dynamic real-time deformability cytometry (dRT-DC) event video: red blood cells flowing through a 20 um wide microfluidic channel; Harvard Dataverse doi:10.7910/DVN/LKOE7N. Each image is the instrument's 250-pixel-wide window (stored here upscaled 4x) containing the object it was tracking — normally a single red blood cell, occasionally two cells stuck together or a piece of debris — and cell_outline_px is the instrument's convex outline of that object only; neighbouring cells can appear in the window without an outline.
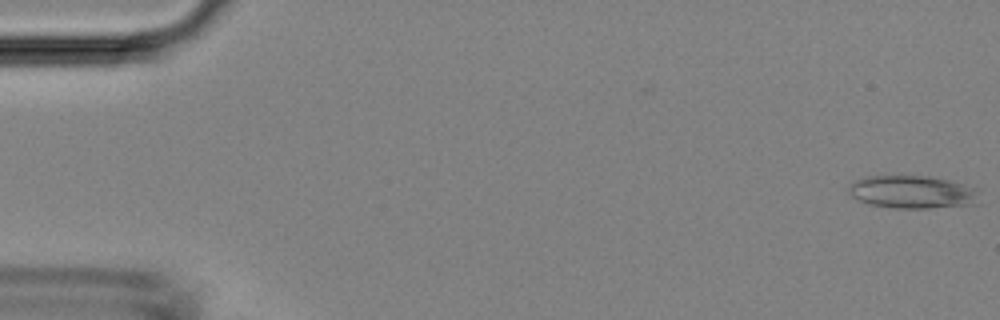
{"species": "Egyptian fruit bat (a non-hibernating species)", "species_latin": "Rousettus aegyptiacus", "temperature_condition": "room temperature", "stored_images_in_passage": 48, "camera_frame_rate_fps": 3000, "um_per_image_px": 0.085, "animal": {"sex": "female"}, "frame": {"image": 1, "passage_image": 1, "time_ms": 0.0, "image_size_px": [1000, 320], "cell_outline_px": [[980, 204], [928, 208], [892, 208], [868, 204], [852, 196], [848, 192], [848, 188], [856, 180], [868, 176], [932, 176], [948, 180], [972, 188]], "centroid_in_image_um": [77.51, 16.33], "position_along_channel_um": 7.5, "area_um2": 24.68}}
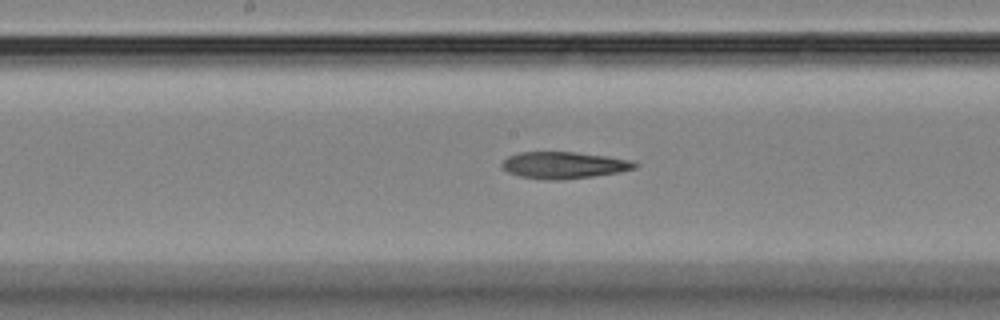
{"frame": {"image": 2, "passage_image": 25, "time_ms": 8.0, "image_size_px": [1000, 320], "cell_outline_px": [[640, 164], [636, 168], [620, 172], [564, 180], [544, 180], [520, 176], [508, 172], [500, 164], [508, 156], [520, 152], [576, 152], [608, 156], [636, 160]], "centroid_in_image_um": [48.0, 14.03], "position_along_channel_um": 200.2, "area_um2": 20.98}}
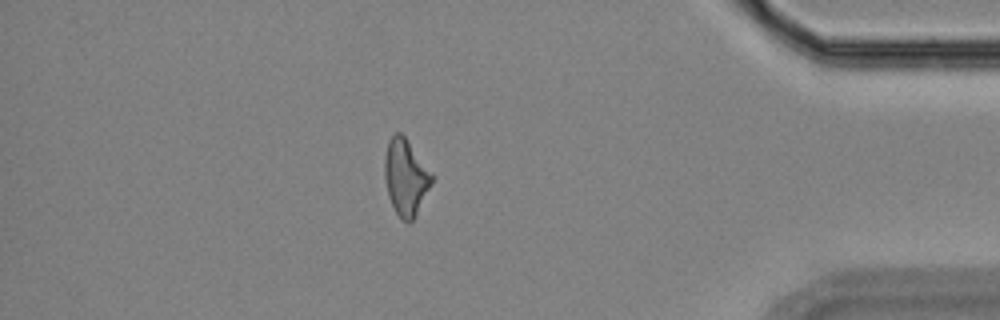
{"frame": {"image": 3, "passage_image": 42, "time_ms": 13.667, "image_size_px": [1000, 320], "cell_outline_px": [[432, 184], [412, 220], [408, 224], [400, 220], [388, 196], [384, 176], [384, 156], [388, 140], [396, 132], [400, 132], [404, 136], [432, 172]], "centroid_in_image_um": [34.46, 15.06], "position_along_channel_um": 400.7, "area_um2": 20.87}}